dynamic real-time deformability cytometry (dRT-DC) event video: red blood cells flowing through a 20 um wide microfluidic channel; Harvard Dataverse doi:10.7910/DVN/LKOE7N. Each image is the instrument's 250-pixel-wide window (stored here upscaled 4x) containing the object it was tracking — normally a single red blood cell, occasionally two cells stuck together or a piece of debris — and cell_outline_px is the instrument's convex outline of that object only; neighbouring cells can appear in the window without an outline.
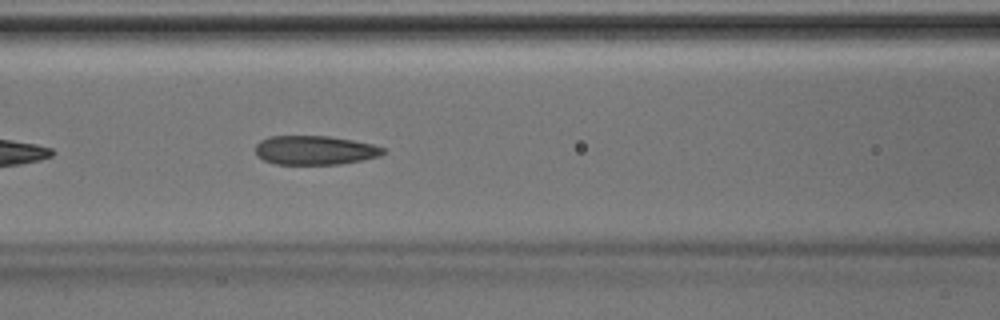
{"species": "Egyptian fruit bat (a non-hibernating species)", "species_latin": "Rousettus aegyptiacus", "temperature_condition": "room temperature", "stored_images_in_passage": 21, "camera_frame_rate_fps": 3000, "um_per_image_px": 0.085, "animal": {"sex": "male"}, "frame": {"image": 1, "passage_image": 7, "time_ms": 2.0, "image_size_px": [1000, 320], "cell_outline_px": [[388, 152], [380, 156], [340, 164], [276, 164], [264, 160], [256, 156], [256, 144], [260, 140], [268, 136], [328, 136], [352, 140], [372, 144], [384, 148]], "centroid_in_image_um": [26.76, 12.76], "position_along_channel_um": 139.8, "area_um2": 21.68}}
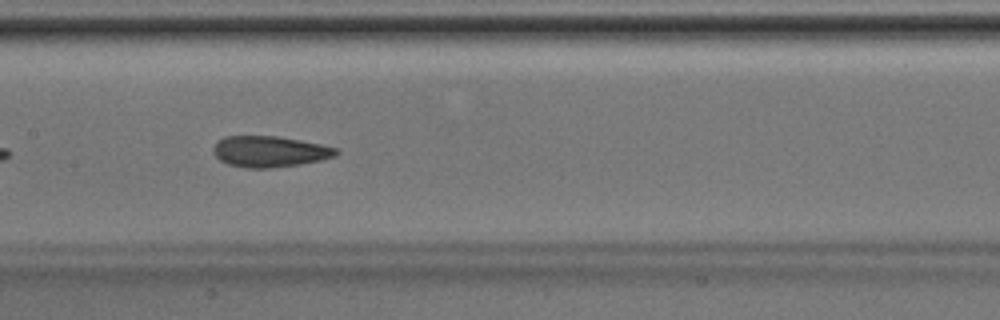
{"frame": {"image": 2, "passage_image": 10, "time_ms": 3.0, "image_size_px": [1000, 320], "cell_outline_px": [[340, 152], [336, 156], [320, 160], [300, 164], [272, 168], [244, 168], [228, 164], [220, 160], [212, 152], [212, 148], [216, 140], [224, 136], [276, 136], [300, 140], [340, 148]], "centroid_in_image_um": [22.91, 12.88], "position_along_channel_um": 184.5, "area_um2": 22.48}}